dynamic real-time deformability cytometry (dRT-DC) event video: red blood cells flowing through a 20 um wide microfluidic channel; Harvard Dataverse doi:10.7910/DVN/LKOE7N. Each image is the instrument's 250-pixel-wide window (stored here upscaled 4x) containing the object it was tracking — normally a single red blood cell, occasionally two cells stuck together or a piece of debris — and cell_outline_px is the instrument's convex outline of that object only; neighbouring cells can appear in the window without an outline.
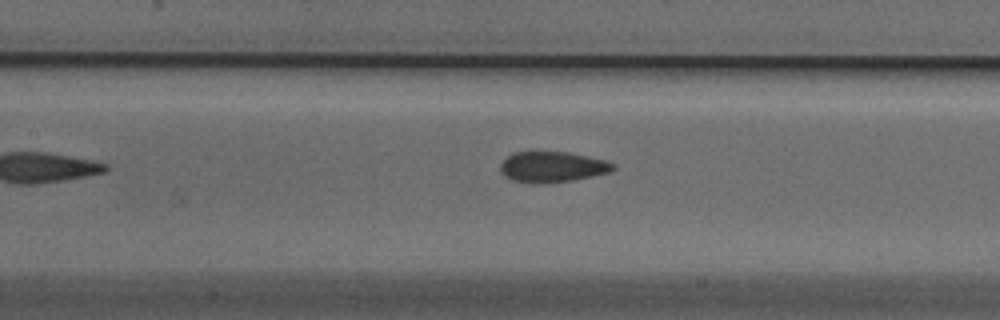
{"species": "Egyptian fruit bat (a non-hibernating species)", "species_latin": "Rousettus aegyptiacus", "temperature_condition": "cold", "stored_images_in_passage": 20, "camera_frame_rate_fps": 3000, "um_per_image_px": 0.085, "animal": {"sex": "male"}, "frame": {"image": 1, "passage_image": 10, "time_ms": 3.0, "image_size_px": [1000, 320], "cell_outline_px": [[616, 168], [608, 172], [592, 176], [572, 180], [540, 184], [528, 184], [512, 180], [504, 176], [500, 172], [500, 164], [508, 156], [516, 152], [568, 152], [604, 160], [616, 164]], "centroid_in_image_um": [46.91, 14.2], "position_along_channel_um": 160.5, "area_um2": 20.17}}
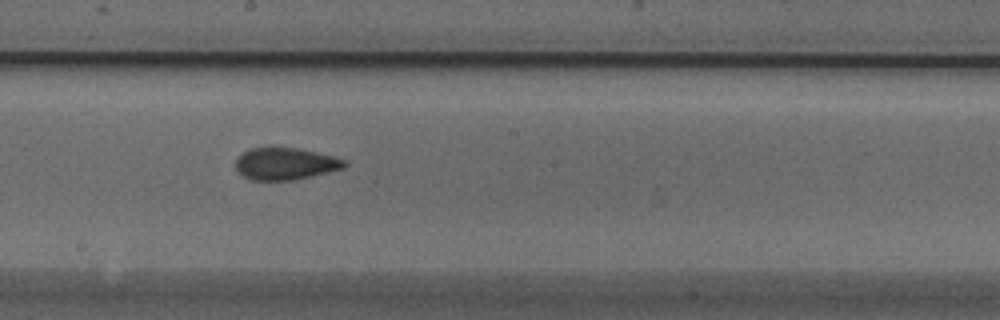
{"frame": {"image": 2, "passage_image": 15, "time_ms": 4.667, "image_size_px": [1000, 320], "cell_outline_px": [[348, 164], [344, 168], [328, 172], [292, 180], [252, 180], [236, 172], [236, 160], [248, 148], [272, 144], [276, 144], [296, 148], [332, 156], [344, 160]], "centroid_in_image_um": [24.19, 13.87], "position_along_channel_um": 224.0, "area_um2": 20.75}}